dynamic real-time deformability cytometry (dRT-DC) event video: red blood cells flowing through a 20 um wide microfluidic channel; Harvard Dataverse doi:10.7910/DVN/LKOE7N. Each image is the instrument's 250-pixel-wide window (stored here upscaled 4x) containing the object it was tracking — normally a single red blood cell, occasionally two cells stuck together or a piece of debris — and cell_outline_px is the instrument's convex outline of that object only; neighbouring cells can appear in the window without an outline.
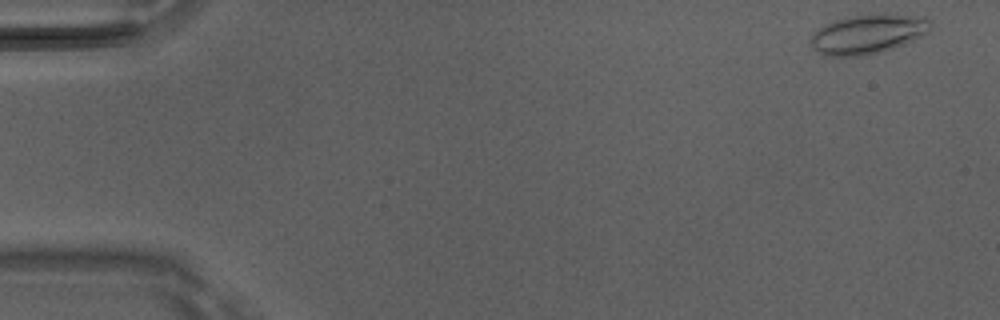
{"species": "Egyptian fruit bat (a non-hibernating species)", "species_latin": "Rousettus aegyptiacus", "temperature_condition": "room temperature", "stored_images_in_passage": 4, "camera_frame_rate_fps": 3000, "um_per_image_px": 0.085, "animal": {"sex": "male"}, "frame": {"image": 1, "passage_image": 1, "time_ms": 0.0, "image_size_px": [1000, 320], "cell_outline_px": [[932, 24], [928, 32], [904, 44], [880, 52], [860, 56], [824, 56], [812, 48], [812, 36], [824, 24], [836, 20], [852, 16], [924, 16], [932, 20]], "centroid_in_image_um": [73.77, 2.93], "position_along_channel_um": 11.2, "area_um2": 26.65}}